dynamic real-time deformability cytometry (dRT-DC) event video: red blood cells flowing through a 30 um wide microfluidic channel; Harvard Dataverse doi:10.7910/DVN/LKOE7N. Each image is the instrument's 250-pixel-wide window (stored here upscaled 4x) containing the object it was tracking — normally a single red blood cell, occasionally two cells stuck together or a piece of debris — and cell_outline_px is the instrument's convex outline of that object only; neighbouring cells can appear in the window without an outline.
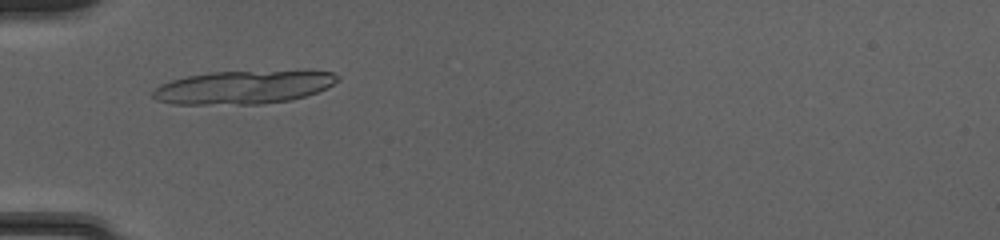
{"species": "common noctule bat (a hibernating species)", "species_latin": "Nyctalus noctula", "temperature_condition": "cold", "stored_images_in_passage": 44, "camera_frame_rate_fps": 3000, "um_per_image_px": 0.085, "animal": {"sex": "female", "body_mass_g": 20.0, "forearm_length_mm": 54.0}, "frame": {"image": 1, "passage_image": 11, "time_ms": 3.333, "image_size_px": [1000, 240], "cell_outline_px": [[340, 80], [328, 88], [304, 96], [288, 100], [260, 104], [172, 104], [156, 100], [152, 96], [152, 92], [160, 84], [172, 80], [188, 76], [208, 72], [332, 72], [340, 76]], "centroid_in_image_um": [20.64, 7.43], "position_along_channel_um": 64.4, "area_um2": 35.26}}